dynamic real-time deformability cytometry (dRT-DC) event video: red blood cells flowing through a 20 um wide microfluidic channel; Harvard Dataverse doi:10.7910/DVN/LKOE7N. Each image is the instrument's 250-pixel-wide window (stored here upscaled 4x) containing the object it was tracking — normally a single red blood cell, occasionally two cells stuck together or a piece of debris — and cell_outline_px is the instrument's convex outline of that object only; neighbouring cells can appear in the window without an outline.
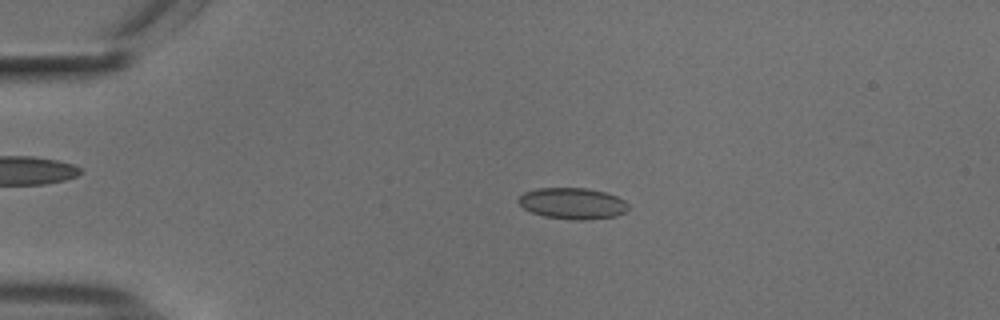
{"species": "common noctule bat (a hibernating species)", "species_latin": "Nyctalus noctula", "temperature_condition": "cold", "stored_images_in_passage": 51, "camera_frame_rate_fps": 3000, "um_per_image_px": 0.085, "animal": {"sex": "male", "body_mass_g": 18.8}, "frame": {"image": 1, "passage_image": 10, "time_ms": 3.0, "image_size_px": [1000, 320], "cell_outline_px": [[628, 208], [624, 212], [616, 216], [580, 220], [576, 220], [544, 216], [532, 212], [524, 208], [516, 200], [524, 192], [536, 188], [588, 188], [604, 192], [616, 196], [624, 200], [628, 204]], "centroid_in_image_um": [48.65, 17.28], "position_along_channel_um": 36.4, "area_um2": 19.88}}
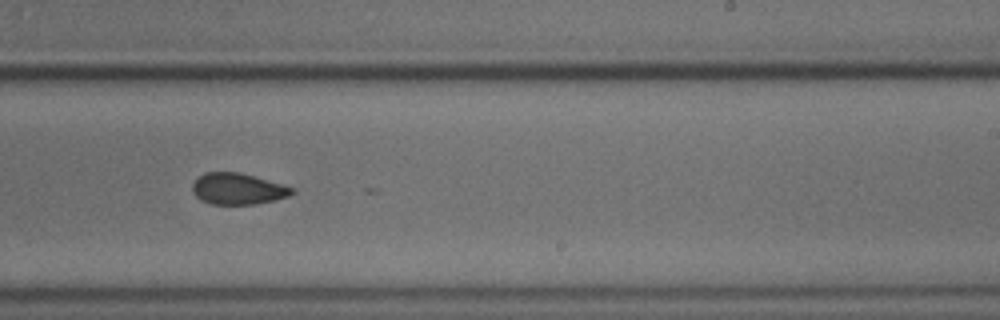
{"frame": {"image": 2, "passage_image": 32, "time_ms": 10.333, "image_size_px": [1000, 320], "cell_outline_px": [[296, 192], [288, 196], [276, 200], [256, 204], [208, 204], [200, 200], [192, 192], [192, 184], [204, 172], [240, 172], [284, 184], [292, 188]], "centroid_in_image_um": [20.21, 16.05], "position_along_channel_um": 268.8, "area_um2": 18.32}}
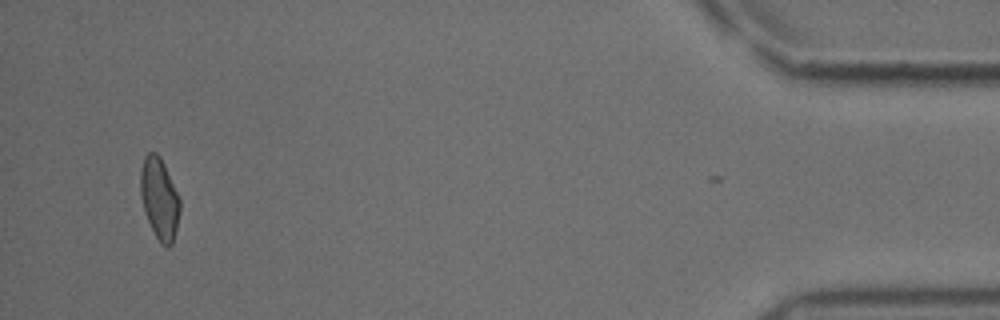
{"frame": {"image": 3, "passage_image": 50, "time_ms": 16.333, "image_size_px": [1000, 320], "cell_outline_px": [[180, 212], [172, 244], [168, 248], [160, 244], [148, 220], [144, 208], [140, 192], [140, 168], [144, 156], [148, 152], [156, 152], [160, 156], [164, 164], [180, 200]], "centroid_in_image_um": [13.54, 16.86], "position_along_channel_um": 421.7, "area_um2": 18.55}, "authors_computed_cell_mechanics": {"area_um2": 18.9584, "velocity_mm_per_s": 3.7325, "shape_relaxation_time_tau1_ms": null, "shape_relaxation_time_tau2_ms": 2.1221, "deformation_change_tau1": null, "deformation_change_tau2": 0.0712}}